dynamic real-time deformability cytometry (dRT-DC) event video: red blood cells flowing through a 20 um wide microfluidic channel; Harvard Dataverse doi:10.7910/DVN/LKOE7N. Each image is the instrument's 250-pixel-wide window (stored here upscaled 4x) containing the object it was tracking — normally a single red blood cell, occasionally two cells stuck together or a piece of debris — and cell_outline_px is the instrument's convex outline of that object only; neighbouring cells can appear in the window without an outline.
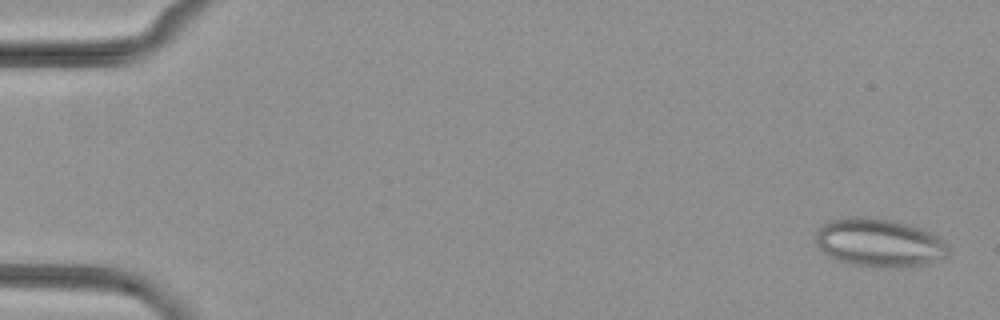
{"species": "common noctule bat (a hibernating species)", "species_latin": "Nyctalus noctula", "temperature_condition": "cold", "stored_images_in_passage": 53, "camera_frame_rate_fps": 3000, "um_per_image_px": 0.085, "animal": {"sex": "female", "body_mass_g": 29.2, "forearm_length_mm": 56.3}, "frame": {"image": 1, "passage_image": 2, "time_ms": 0.333, "image_size_px": [1000, 320], "cell_outline_px": [[948, 256], [928, 264], [880, 268], [848, 264], [836, 260], [828, 256], [816, 244], [816, 232], [828, 220], [844, 216], [860, 216], [892, 220], [908, 224], [920, 228], [936, 236], [948, 244]], "centroid_in_image_um": [74.7, 20.63], "position_along_channel_um": 10.3, "area_um2": 37.57}}
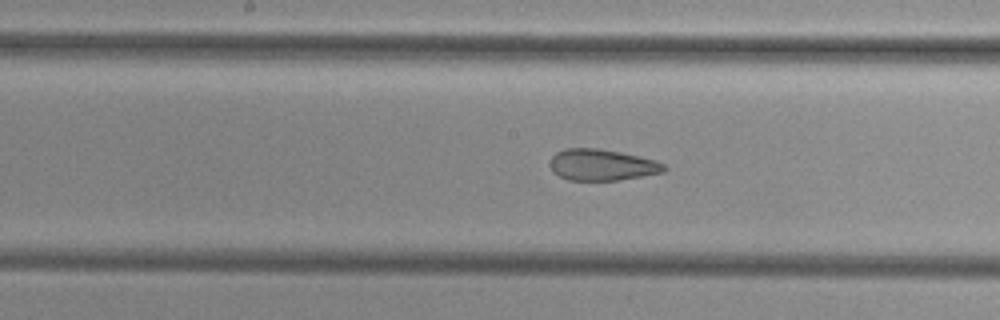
{"frame": {"image": 2, "passage_image": 28, "time_ms": 9.0, "image_size_px": [1000, 320], "cell_outline_px": [[668, 168], [664, 172], [616, 180], [568, 180], [552, 172], [548, 164], [552, 156], [556, 152], [564, 148], [596, 148], [620, 152], [640, 156], [656, 160], [664, 164]], "centroid_in_image_um": [51.14, 14.0], "position_along_channel_um": 197.1, "area_um2": 20.92}}
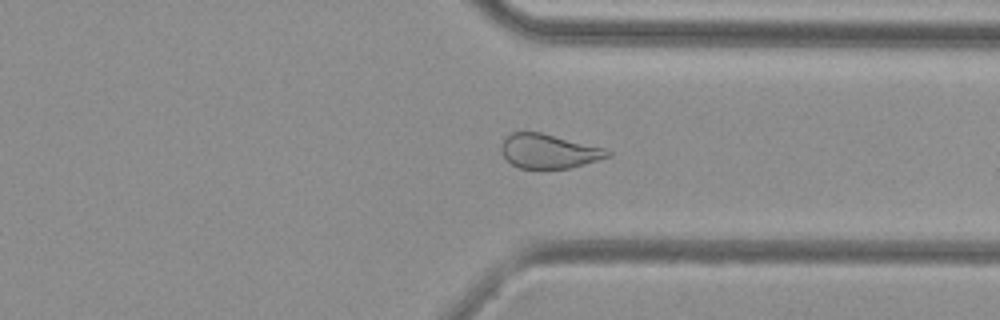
{"frame": {"image": 3, "passage_image": 41, "time_ms": 13.333, "image_size_px": [1000, 320], "cell_outline_px": [[612, 152], [608, 156], [584, 164], [568, 168], [520, 168], [504, 160], [500, 148], [504, 140], [512, 132], [540, 132], [604, 148]], "centroid_in_image_um": [46.59, 12.85], "position_along_channel_um": 364.8, "area_um2": 20.92}}